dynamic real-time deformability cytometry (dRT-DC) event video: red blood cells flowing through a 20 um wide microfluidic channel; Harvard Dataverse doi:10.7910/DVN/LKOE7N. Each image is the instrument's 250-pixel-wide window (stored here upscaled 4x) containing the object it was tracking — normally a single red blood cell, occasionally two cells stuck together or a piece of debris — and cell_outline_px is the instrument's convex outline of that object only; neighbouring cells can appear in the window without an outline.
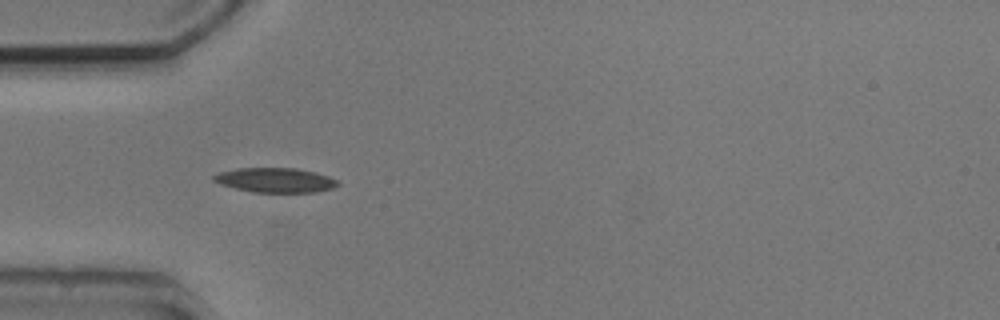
{"species": "common noctule bat (a hibernating species)", "species_latin": "Nyctalus noctula", "temperature_condition": "cold", "stored_images_in_passage": 6, "camera_frame_rate_fps": 3000, "um_per_image_px": 0.085, "animal": {"sex": "male", "body_mass_g": 20.5, "forearm_length_mm": 52.5}, "frame": {"image": 1, "passage_image": 5, "time_ms": 4.667, "image_size_px": [1000, 320], "cell_outline_px": [[340, 184], [332, 188], [316, 192], [256, 192], [236, 188], [220, 184], [212, 180], [212, 176], [220, 172], [236, 168], [296, 168], [316, 172], [328, 176], [336, 180]], "centroid_in_image_um": [23.4, 15.3], "position_along_channel_um": 61.6, "area_um2": 17.69}}